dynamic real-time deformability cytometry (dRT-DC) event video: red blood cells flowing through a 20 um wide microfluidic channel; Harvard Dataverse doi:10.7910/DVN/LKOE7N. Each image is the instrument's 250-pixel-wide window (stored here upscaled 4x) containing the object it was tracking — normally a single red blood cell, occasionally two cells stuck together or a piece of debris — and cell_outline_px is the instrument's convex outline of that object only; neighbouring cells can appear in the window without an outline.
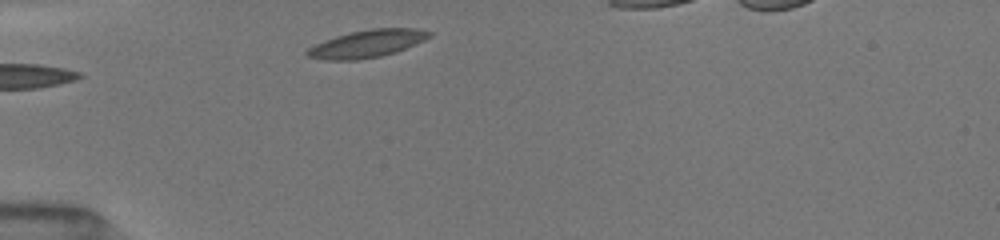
{"species": "common noctule bat (a hibernating species)", "species_latin": "Nyctalus noctula", "temperature_condition": "room temperature", "stored_images_in_passage": 4, "camera_frame_rate_fps": 3000, "um_per_image_px": 0.085, "animal": {"sex": "female", "body_mass_g": 19.5, "forearm_length_mm": 54.1}, "frame": {"image": 1, "passage_image": 1, "time_ms": 0.0, "image_size_px": [1000, 240], "cell_outline_px": [[432, 36], [424, 40], [396, 52], [380, 56], [360, 60], [324, 60], [308, 56], [304, 52], [308, 48], [324, 40], [336, 36], [352, 32], [372, 28], [412, 28], [432, 32]], "centroid_in_image_um": [31.19, 3.72], "position_along_channel_um": 53.8, "area_um2": 19.48}}